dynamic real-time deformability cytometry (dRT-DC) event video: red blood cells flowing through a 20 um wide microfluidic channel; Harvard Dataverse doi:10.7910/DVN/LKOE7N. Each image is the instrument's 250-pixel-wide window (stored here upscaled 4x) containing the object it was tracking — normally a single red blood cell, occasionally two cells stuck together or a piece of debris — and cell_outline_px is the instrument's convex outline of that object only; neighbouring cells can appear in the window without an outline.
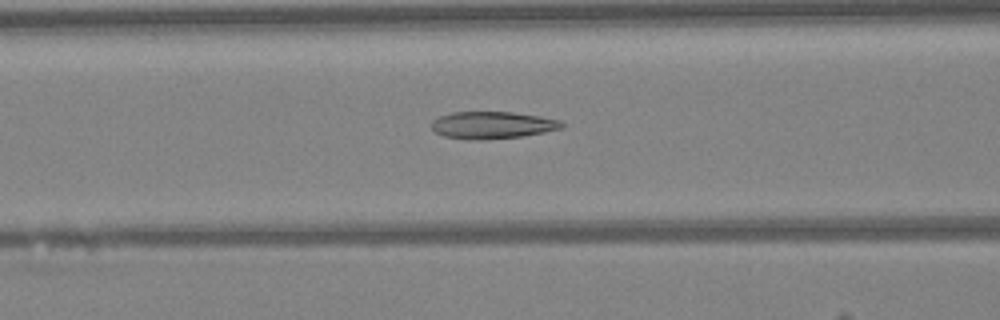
{"species": "Egyptian fruit bat (a non-hibernating species)", "species_latin": "Rousettus aegyptiacus", "temperature_condition": "warm", "stored_images_in_passage": 34, "camera_frame_rate_fps": 3000, "um_per_image_px": 0.085, "animal": {"sex": "female"}, "frame": {"image": 1, "passage_image": 6, "time_ms": 1.667, "image_size_px": [1000, 320], "cell_outline_px": [[564, 124], [560, 128], [544, 132], [520, 136], [480, 140], [476, 140], [444, 136], [436, 132], [432, 128], [432, 120], [440, 116], [452, 112], [512, 112], [540, 116], [560, 120]], "centroid_in_image_um": [41.83, 10.62], "position_along_channel_um": 124.8, "area_um2": 20.35}}
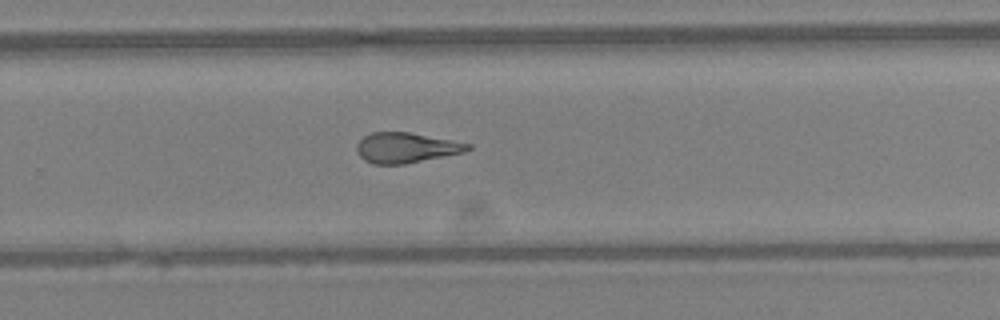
{"frame": {"image": 2, "passage_image": 18, "time_ms": 5.667, "image_size_px": [1000, 320], "cell_outline_px": [[472, 148], [464, 152], [404, 164], [372, 164], [364, 160], [356, 152], [356, 144], [364, 136], [372, 132], [408, 132], [472, 144]], "centroid_in_image_um": [34.48, 12.56], "position_along_channel_um": 295.3, "area_um2": 19.48}}
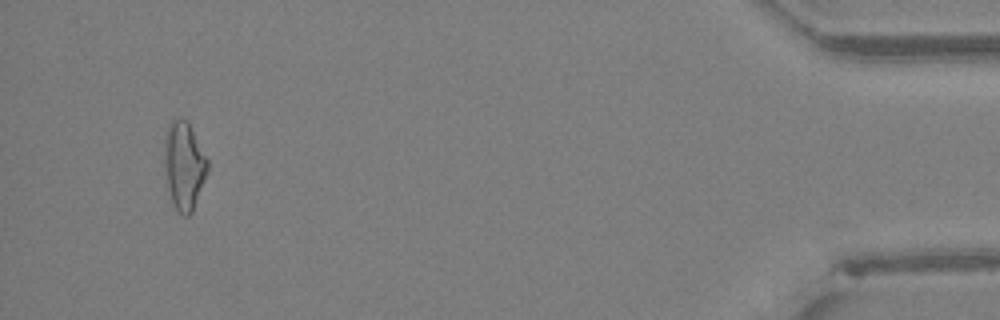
{"frame": {"image": 3, "passage_image": 32, "time_ms": 10.333, "image_size_px": [1000, 320], "cell_outline_px": [[208, 172], [192, 212], [188, 216], [184, 216], [172, 204], [168, 188], [164, 164], [164, 136], [168, 124], [172, 120], [188, 120], [208, 160]], "centroid_in_image_um": [15.64, 14.07], "position_along_channel_um": 419.6, "area_um2": 22.2}, "authors_computed_cell_mechanics": {"area_um2": 20.3167, "velocity_mm_per_s": 4.28, "shape_relaxation_time_tau1_ms": 9.8504, "shape_relaxation_time_tau2_ms": 2.3536, "deformation_change_tau1": 0.2296, "deformation_change_tau2": 0.1095}}